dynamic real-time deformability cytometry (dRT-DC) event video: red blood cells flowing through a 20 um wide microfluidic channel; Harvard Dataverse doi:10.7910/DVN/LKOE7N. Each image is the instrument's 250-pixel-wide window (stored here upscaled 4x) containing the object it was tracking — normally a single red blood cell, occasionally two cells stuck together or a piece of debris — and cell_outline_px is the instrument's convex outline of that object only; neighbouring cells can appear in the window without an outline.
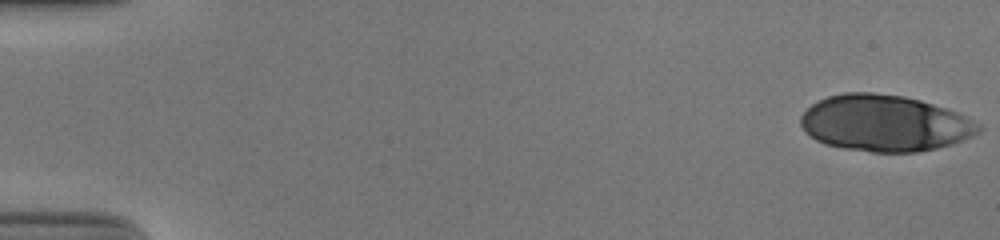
{"species": "human", "species_latin": "Homo sapiens", "temperature_condition": "cold", "stored_images_in_passage": 52, "camera_frame_rate_fps": 3000, "um_per_image_px": 0.085, "donor": {"sex": "male"}, "frame": {"image": 1, "passage_image": 1, "time_ms": 0.0, "image_size_px": [1000, 240], "cell_outline_px": [[984, 128], [980, 132], [964, 140], [952, 144], [920, 152], [872, 152], [844, 148], [824, 144], [816, 140], [804, 132], [800, 124], [800, 116], [812, 104], [828, 96], [844, 92], [872, 92], [904, 96], [920, 100], [956, 112], [980, 124]], "centroid_in_image_um": [75.19, 10.48], "position_along_channel_um": 9.8, "area_um2": 58.55}}
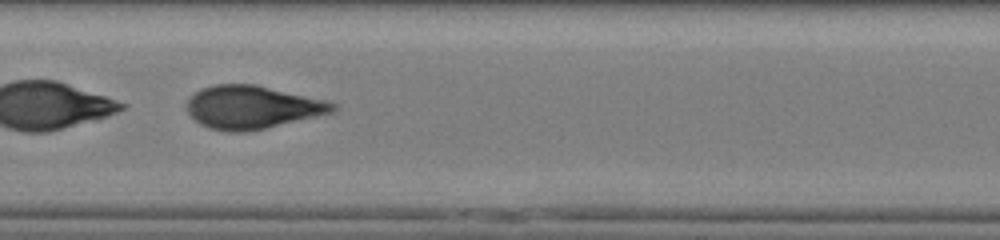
{"frame": {"image": 2, "passage_image": 28, "time_ms": 9.0, "image_size_px": [1000, 240], "cell_outline_px": [[340, 104], [332, 112], [264, 128], [244, 132], [228, 132], [208, 128], [200, 124], [188, 112], [188, 100], [200, 88], [216, 84], [256, 84], [324, 100]], "centroid_in_image_um": [21.42, 9.1], "position_along_channel_um": 186.0, "area_um2": 36.18}}
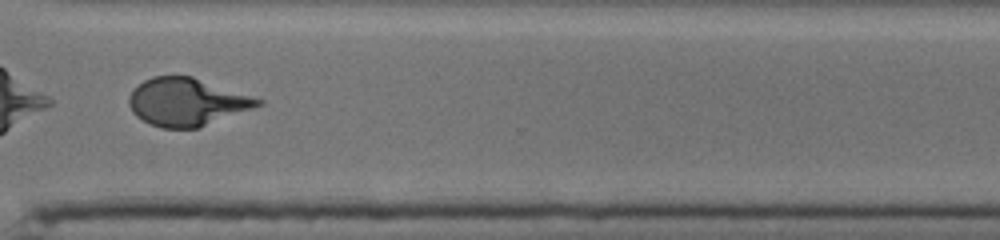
{"frame": {"image": 3, "passage_image": 41, "time_ms": 13.333, "image_size_px": [1000, 240], "cell_outline_px": [[264, 104], [200, 128], [160, 128], [136, 116], [132, 112], [128, 104], [128, 96], [144, 80], [152, 76], [192, 76], [264, 100]], "centroid_in_image_um": [15.89, 8.68], "position_along_channel_um": 354.7, "area_um2": 35.78}, "authors_computed_cell_mechanics": {"area_um2": 37.5989, "velocity_mm_per_s": 3.8959, "shape_relaxation_time_tau1_ms": 3.634, "shape_relaxation_time_tau2_ms": 0.6707, "deformation_change_tau1": 0.1787, "deformation_change_tau2": 0.0602}}